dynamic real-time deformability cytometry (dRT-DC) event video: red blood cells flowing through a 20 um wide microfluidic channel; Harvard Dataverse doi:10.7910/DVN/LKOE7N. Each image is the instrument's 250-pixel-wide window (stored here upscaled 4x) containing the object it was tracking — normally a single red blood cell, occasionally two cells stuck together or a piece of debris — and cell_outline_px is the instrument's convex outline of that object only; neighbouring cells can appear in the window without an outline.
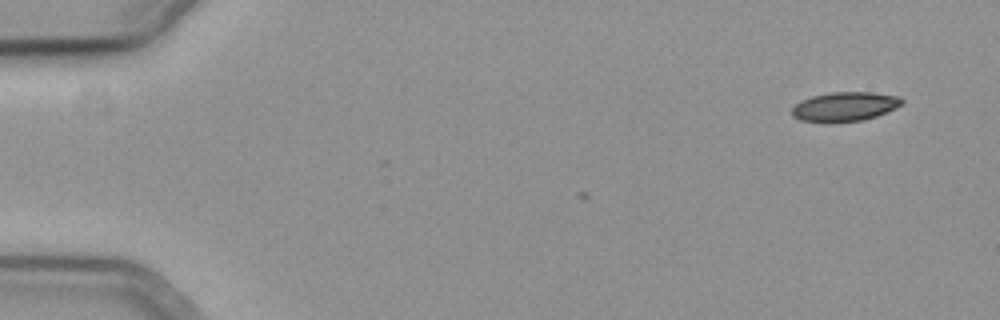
{"species": "common noctule bat (a hibernating species)", "species_latin": "Nyctalus noctula", "temperature_condition": "cold", "stored_images_in_passage": 7, "camera_frame_rate_fps": 3000, "um_per_image_px": 0.085, "animal": {"sex": "female", "body_mass_g": 19.3, "forearm_length_mm": 54.1}, "frame": {"image": 1, "passage_image": 1, "time_ms": 0.0, "image_size_px": [1000, 320], "cell_outline_px": [[904, 104], [896, 108], [876, 116], [864, 120], [800, 120], [792, 116], [792, 108], [800, 100], [812, 96], [832, 92], [872, 92], [900, 96], [904, 100]], "centroid_in_image_um": [71.87, 9.02], "position_along_channel_um": 13.1, "area_um2": 18.32}}